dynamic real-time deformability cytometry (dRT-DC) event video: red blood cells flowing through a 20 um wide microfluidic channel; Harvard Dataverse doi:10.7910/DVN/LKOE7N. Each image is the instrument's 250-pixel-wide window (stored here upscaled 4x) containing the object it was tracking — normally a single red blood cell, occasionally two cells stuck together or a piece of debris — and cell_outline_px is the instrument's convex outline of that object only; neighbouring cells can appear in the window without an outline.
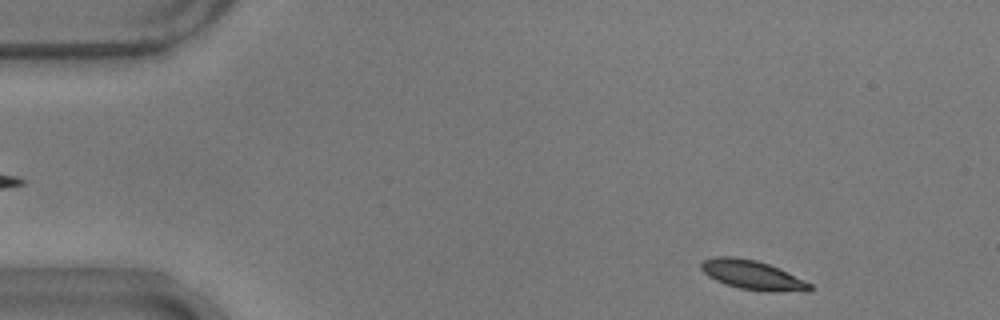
{"species": "common noctule bat (a hibernating species)", "species_latin": "Nyctalus noctula", "temperature_condition": "warm", "stored_images_in_passage": 50, "camera_frame_rate_fps": 3000, "um_per_image_px": 0.085, "animal": {"sex": "male", "body_mass_g": 17.9}, "frame": {"image": 1, "passage_image": 2, "time_ms": 0.333, "image_size_px": [1000, 320], "cell_outline_px": [[812, 288], [808, 292], [768, 292], [740, 288], [724, 284], [708, 276], [700, 268], [700, 264], [704, 260], [716, 256], [732, 256], [756, 260], [768, 264], [804, 280], [812, 284]], "centroid_in_image_um": [63.96, 23.39], "position_along_channel_um": 21.0, "area_um2": 18.55}}
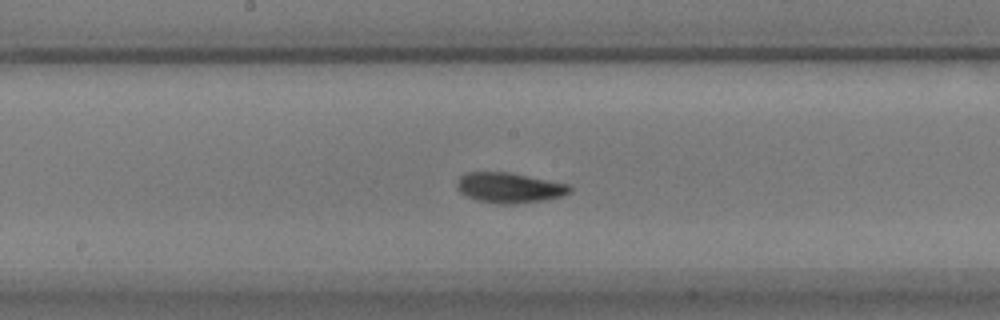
{"frame": {"image": 2, "passage_image": 24, "time_ms": 7.667, "image_size_px": [1000, 320], "cell_outline_px": [[572, 192], [564, 196], [544, 200], [516, 204], [496, 204], [476, 200], [460, 192], [456, 188], [456, 184], [460, 176], [468, 172], [508, 172], [568, 184], [572, 188]], "centroid_in_image_um": [43.3, 15.97], "position_along_channel_um": 204.9, "area_um2": 20.0}}
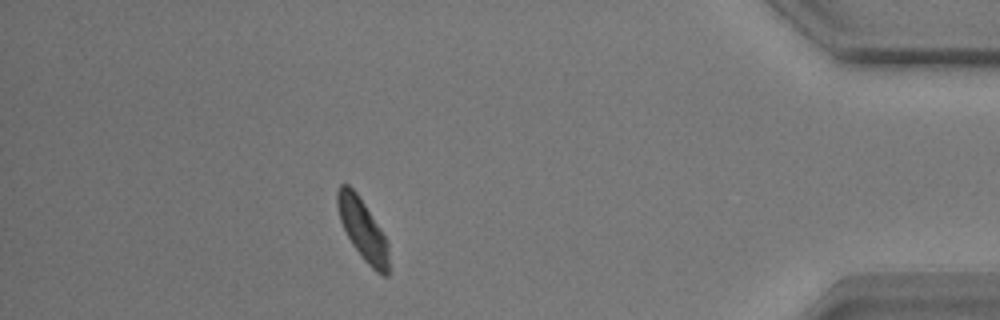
{"frame": {"image": 3, "passage_image": 44, "time_ms": 14.333, "image_size_px": [1000, 320], "cell_outline_px": [[388, 276], [384, 276], [376, 272], [364, 260], [352, 244], [340, 220], [336, 204], [336, 192], [340, 184], [348, 184], [356, 192], [380, 228], [388, 244]], "centroid_in_image_um": [30.81, 19.5], "position_along_channel_um": 404.4, "area_um2": 17.98}, "authors_computed_cell_mechanics": {"area_um2": 18.6983, "velocity_mm_per_s": 3.6769, "shape_relaxation_time_tau1_ms": 2.4953, "shape_relaxation_time_tau2_ms": null, "deformation_change_tau1": 0.1182, "deformation_change_tau2": null}}